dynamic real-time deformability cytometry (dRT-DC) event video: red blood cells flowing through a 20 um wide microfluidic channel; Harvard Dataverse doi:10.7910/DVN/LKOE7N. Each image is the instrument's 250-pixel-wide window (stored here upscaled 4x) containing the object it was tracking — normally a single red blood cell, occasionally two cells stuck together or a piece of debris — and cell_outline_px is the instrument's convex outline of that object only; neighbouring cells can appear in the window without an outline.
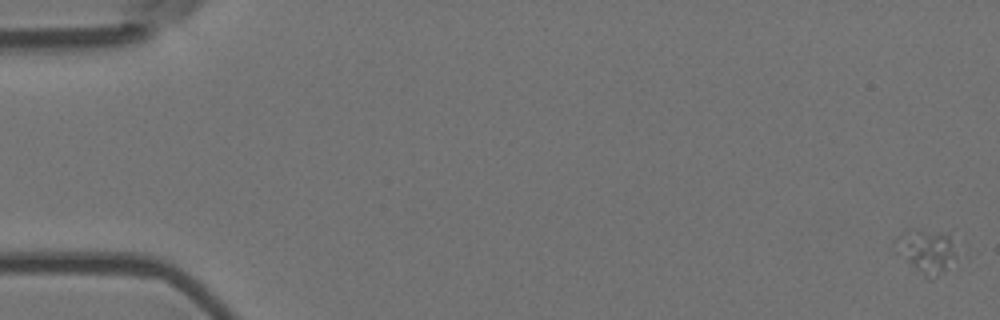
{"species": "Egyptian fruit bat (a non-hibernating species)", "species_latin": "Rousettus aegyptiacus", "temperature_condition": "room temperature", "stored_images_in_passage": 4, "camera_frame_rate_fps": 3000, "um_per_image_px": 0.085, "animal": {"sex": "female"}, "frame": {"image": 1, "passage_image": 1, "time_ms": 0.0, "image_size_px": [1000, 320], "cell_outline_px": [[968, 260], [960, 268], [932, 280], [928, 280], [892, 252], [892, 240], [904, 228], [908, 228], [944, 232], [968, 256]], "centroid_in_image_um": [78.93, 21.44], "position_along_channel_um": 6.1, "area_um2": 18.96}}